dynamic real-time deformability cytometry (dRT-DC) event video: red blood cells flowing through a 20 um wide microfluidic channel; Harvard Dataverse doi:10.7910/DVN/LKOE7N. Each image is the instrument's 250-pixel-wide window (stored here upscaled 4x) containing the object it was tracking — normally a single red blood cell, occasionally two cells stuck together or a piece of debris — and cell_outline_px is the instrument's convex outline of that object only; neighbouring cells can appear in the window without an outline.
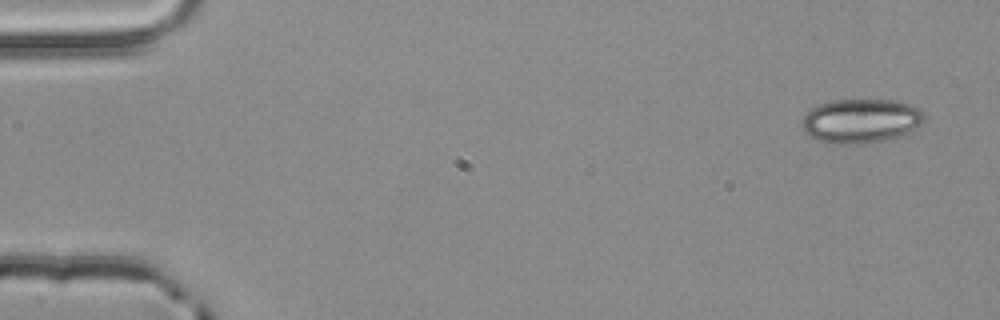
{"species": "common noctule bat (a hibernating species)", "species_latin": "Nyctalus noctula", "temperature_condition": "room temperature", "stored_images_in_passage": 4, "segment_of_instrument_passage": [1, 2], "camera_frame_rate_fps": 3000, "um_per_image_px": 0.085, "animal": {"sex": "male", "body_mass_g": 20.4}, "frame": {"image": 1, "passage_image": 1, "time_ms": 0.0, "image_size_px": [1000, 320], "cell_outline_px": [[924, 120], [920, 124], [908, 132], [888, 140], [856, 144], [824, 144], [808, 136], [804, 132], [800, 120], [812, 108], [820, 104], [832, 100], [892, 100], [908, 104], [920, 108], [924, 112]], "centroid_in_image_um": [73.13, 10.29], "position_along_channel_um": 11.9, "area_um2": 31.73}}